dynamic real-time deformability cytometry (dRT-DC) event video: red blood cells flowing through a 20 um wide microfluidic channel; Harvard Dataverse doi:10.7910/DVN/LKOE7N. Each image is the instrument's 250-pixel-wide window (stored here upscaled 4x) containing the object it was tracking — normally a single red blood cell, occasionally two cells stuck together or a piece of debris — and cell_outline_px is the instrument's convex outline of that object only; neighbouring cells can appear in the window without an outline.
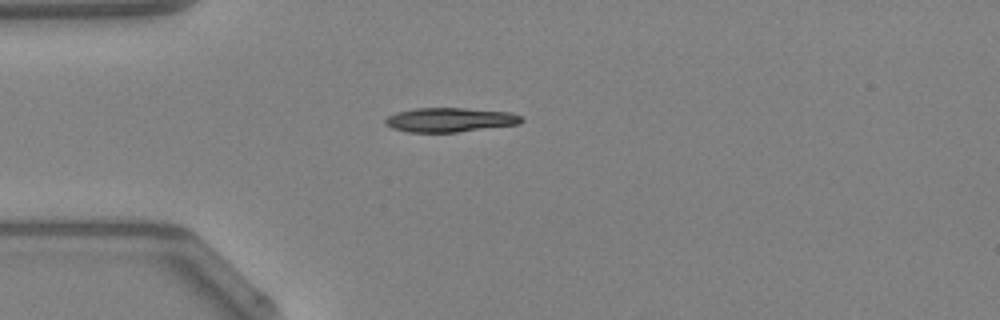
{"species": "Egyptian fruit bat (a non-hibernating species)", "species_latin": "Rousettus aegyptiacus", "temperature_condition": "warm", "stored_images_in_passage": 36, "camera_frame_rate_fps": 3000, "um_per_image_px": 0.085, "animal": {"sex": "female"}, "frame": {"image": 1, "passage_image": 1, "time_ms": 0.0, "image_size_px": [1000, 320], "cell_outline_px": [[524, 120], [520, 124], [456, 132], [408, 132], [392, 128], [384, 124], [384, 120], [388, 116], [396, 112], [416, 108], [464, 108], [512, 112], [520, 116]], "centroid_in_image_um": [38.24, 10.18], "position_along_channel_um": 46.8, "area_um2": 19.31}}
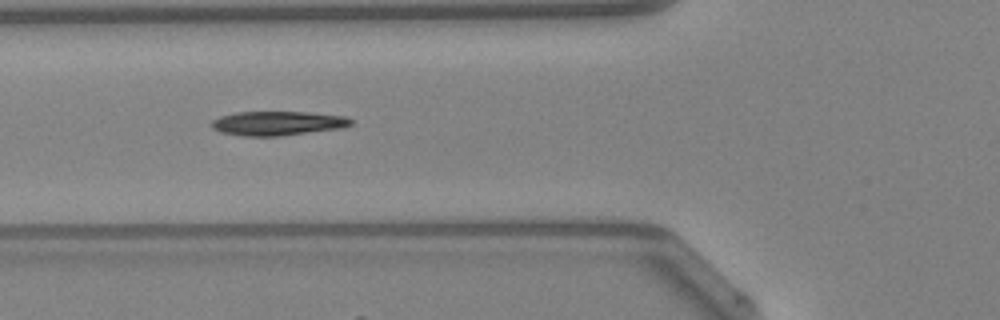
{"frame": {"image": 2, "passage_image": 6, "time_ms": 1.667, "image_size_px": [1000, 320], "cell_outline_px": [[352, 124], [344, 128], [280, 136], [244, 136], [220, 132], [212, 128], [212, 120], [220, 116], [236, 112], [308, 112], [344, 116], [352, 120]], "centroid_in_image_um": [23.6, 10.48], "position_along_channel_um": 102.2, "area_um2": 19.71}, "authors_computed_cell_mechanics": {"area_um2": 19.0451, "velocity_mm_per_s": 4.2812, "shape_relaxation_time_tau1_ms": 3.7917, "shape_relaxation_time_tau2_ms": null, "deformation_change_tau1": 0.1361, "deformation_change_tau2": null}}